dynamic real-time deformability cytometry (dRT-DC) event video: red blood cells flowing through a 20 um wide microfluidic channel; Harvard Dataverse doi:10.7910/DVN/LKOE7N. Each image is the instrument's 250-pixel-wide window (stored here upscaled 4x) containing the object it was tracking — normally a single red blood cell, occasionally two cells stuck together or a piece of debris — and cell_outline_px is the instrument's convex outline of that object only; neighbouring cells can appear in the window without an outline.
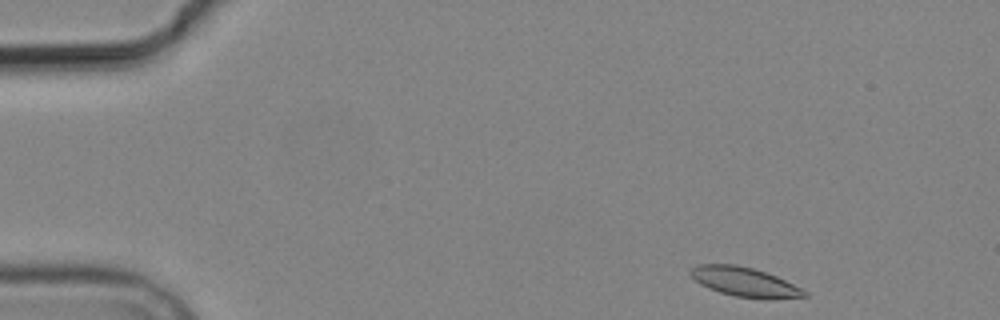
{"species": "common noctule bat (a hibernating species)", "species_latin": "Nyctalus noctula", "temperature_condition": "cold", "stored_images_in_passage": 4, "camera_frame_rate_fps": 3000, "um_per_image_px": 0.085, "animal": {"sex": "male", "body_mass_g": 19.2, "forearm_length_mm": 51.8}, "frame": {"image": 1, "passage_image": 1, "time_ms": 0.0, "image_size_px": [1000, 320], "cell_outline_px": [[808, 296], [764, 300], [736, 296], [720, 292], [708, 288], [700, 284], [688, 272], [696, 264], [736, 264], [752, 268], [776, 276], [808, 292]], "centroid_in_image_um": [63.28, 23.97], "position_along_channel_um": 21.7, "area_um2": 19.42}}
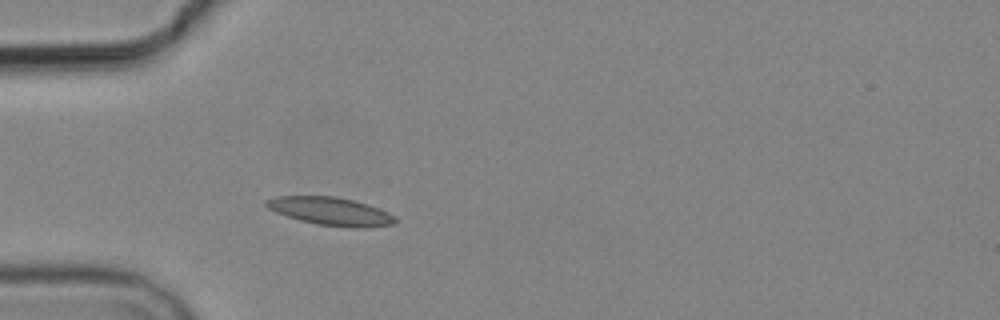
{"frame": {"image": 2, "passage_image": 4, "time_ms": 3.333, "image_size_px": [1000, 320], "cell_outline_px": [[396, 220], [392, 224], [364, 228], [352, 228], [316, 224], [300, 220], [276, 212], [268, 208], [264, 204], [264, 200], [276, 196], [336, 196], [352, 200], [388, 212]], "centroid_in_image_um": [28.04, 17.96], "position_along_channel_um": 57.0, "area_um2": 20.81}}